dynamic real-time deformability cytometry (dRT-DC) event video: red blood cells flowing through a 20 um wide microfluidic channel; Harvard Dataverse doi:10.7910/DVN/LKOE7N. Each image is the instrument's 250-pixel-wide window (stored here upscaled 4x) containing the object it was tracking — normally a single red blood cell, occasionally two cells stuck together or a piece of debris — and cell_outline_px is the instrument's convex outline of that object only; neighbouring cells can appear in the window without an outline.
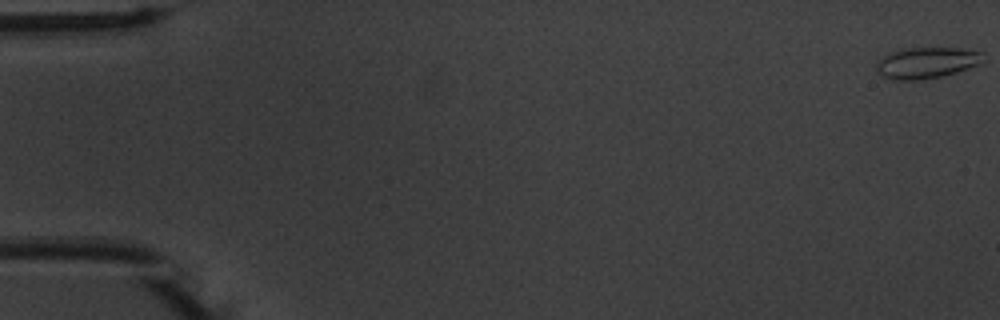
{"species": "common noctule bat (a hibernating species)", "species_latin": "Nyctalus noctula", "temperature_condition": "warm", "stored_images_in_passage": 17, "camera_frame_rate_fps": 3000, "um_per_image_px": 0.085, "animal": {"sex": "male", "body_mass_g": 20.1, "forearm_length_mm": 53.5}, "frame": {"image": 1, "passage_image": 1, "time_ms": 0.0, "image_size_px": [1000, 320], "cell_outline_px": [[984, 60], [976, 64], [956, 72], [924, 80], [892, 80], [880, 76], [876, 72], [876, 60], [888, 52], [908, 48], [956, 48], [984, 52]], "centroid_in_image_um": [78.67, 5.34], "position_along_channel_um": 6.3, "area_um2": 19.54}}
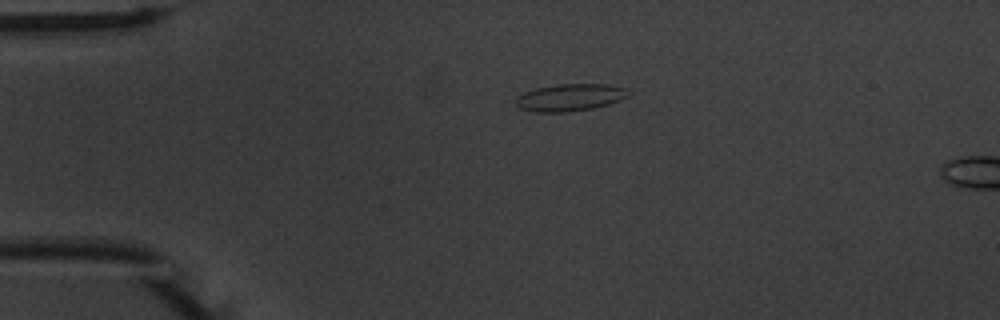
{"frame": {"image": 2, "passage_image": 13, "time_ms": 4.0, "image_size_px": [1000, 320], "cell_outline_px": [[632, 92], [628, 96], [620, 100], [608, 104], [592, 108], [568, 112], [536, 112], [520, 108], [516, 104], [516, 96], [524, 92], [536, 88], [556, 84], [608, 84], [628, 88]], "centroid_in_image_um": [48.48, 8.27], "position_along_channel_um": 36.5, "area_um2": 17.98}}